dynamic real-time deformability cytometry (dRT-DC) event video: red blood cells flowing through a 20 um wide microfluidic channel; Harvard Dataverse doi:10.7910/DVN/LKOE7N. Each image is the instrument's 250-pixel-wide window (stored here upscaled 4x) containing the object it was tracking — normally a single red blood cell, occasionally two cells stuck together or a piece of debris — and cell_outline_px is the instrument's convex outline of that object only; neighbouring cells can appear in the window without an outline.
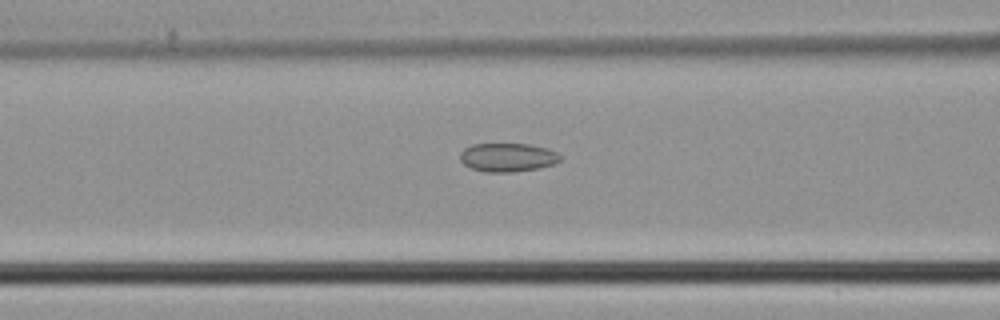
{"species": "common noctule bat (a hibernating species)", "species_latin": "Nyctalus noctula", "temperature_condition": "cold", "stored_images_in_passage": 15, "camera_frame_rate_fps": 3000, "um_per_image_px": 0.085, "animal": {"sex": "male", "body_mass_g": 21.5, "forearm_length_mm": 52.0}, "frame": {"image": 1, "passage_image": 5, "time_ms": 1.333, "image_size_px": [1000, 320], "cell_outline_px": [[564, 156], [556, 164], [540, 168], [512, 172], [484, 172], [472, 168], [464, 164], [460, 160], [460, 152], [464, 148], [472, 144], [532, 144], [548, 148]], "centroid_in_image_um": [43.19, 13.37], "position_along_channel_um": 123.4, "area_um2": 16.99}}
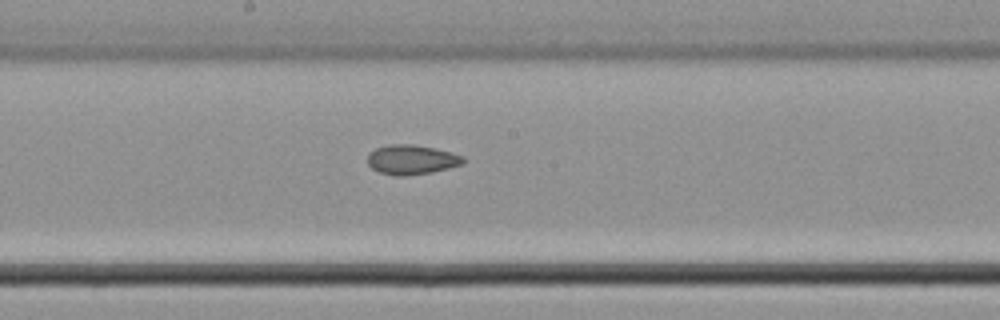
{"frame": {"image": 2, "passage_image": 11, "time_ms": 3.333, "image_size_px": [1000, 320], "cell_outline_px": [[464, 164], [432, 172], [404, 176], [396, 176], [380, 172], [372, 168], [368, 164], [368, 152], [376, 148], [388, 144], [412, 144], [436, 148], [452, 152], [464, 156]], "centroid_in_image_um": [34.99, 13.56], "position_along_channel_um": 213.2, "area_um2": 16.65}}
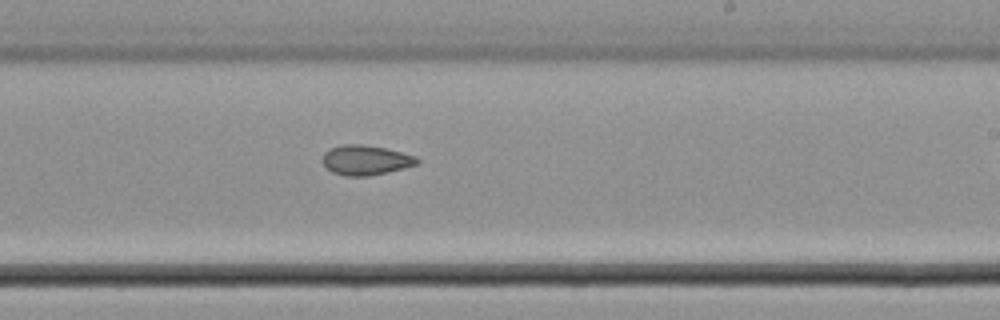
{"frame": {"image": 3, "passage_image": 14, "time_ms": 4.333, "image_size_px": [1000, 320], "cell_outline_px": [[420, 160], [416, 164], [404, 168], [388, 172], [368, 176], [348, 176], [332, 172], [324, 164], [324, 152], [332, 148], [344, 144], [360, 144], [384, 148], [416, 156]], "centroid_in_image_um": [31.1, 13.61], "position_along_channel_um": 257.9, "area_um2": 16.13}}